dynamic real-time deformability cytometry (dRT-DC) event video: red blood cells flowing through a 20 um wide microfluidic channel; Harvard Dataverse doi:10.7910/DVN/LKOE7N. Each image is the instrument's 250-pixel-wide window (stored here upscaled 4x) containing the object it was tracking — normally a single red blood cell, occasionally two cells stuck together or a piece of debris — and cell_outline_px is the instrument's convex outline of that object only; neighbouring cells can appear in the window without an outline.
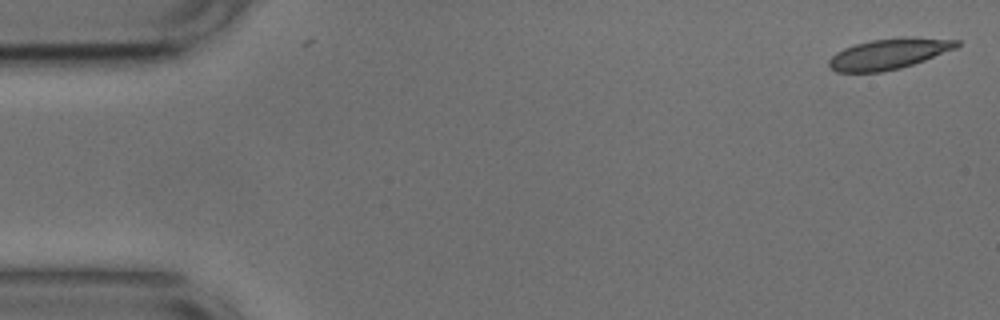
{"species": "common noctule bat (a hibernating species)", "species_latin": "Nyctalus noctula", "temperature_condition": "cold", "stored_images_in_passage": 2, "camera_frame_rate_fps": 3000, "um_per_image_px": 0.085, "animal": {"sex": "male", "body_mass_g": 17.9, "forearm_length_mm": 54.2}, "frame": {"image": 1, "passage_image": 2, "time_ms": 0.333, "image_size_px": [1000, 320], "cell_outline_px": [[960, 44], [956, 48], [924, 60], [900, 68], [880, 72], [836, 72], [828, 64], [828, 60], [836, 52], [844, 48], [856, 44], [872, 40], [904, 36], [908, 36], [960, 40]], "centroid_in_image_um": [75.56, 4.56], "position_along_channel_um": 9.4, "area_um2": 22.77}}